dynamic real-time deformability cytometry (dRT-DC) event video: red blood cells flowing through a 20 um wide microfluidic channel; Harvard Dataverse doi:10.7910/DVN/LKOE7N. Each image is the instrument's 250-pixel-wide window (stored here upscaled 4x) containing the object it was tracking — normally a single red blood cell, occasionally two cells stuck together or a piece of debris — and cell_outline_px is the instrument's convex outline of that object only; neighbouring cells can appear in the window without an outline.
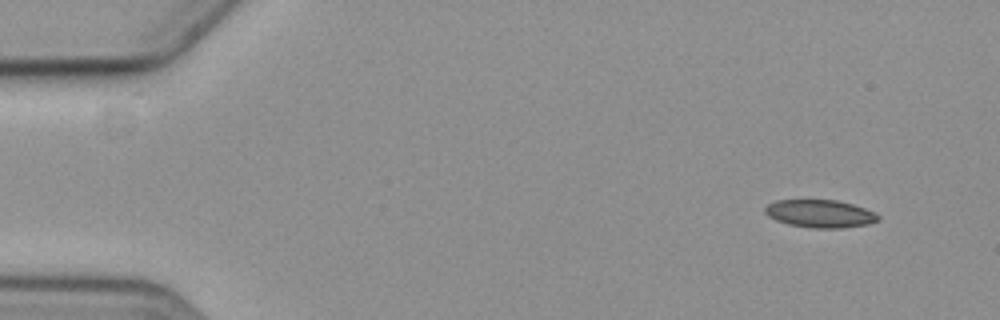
{"species": "common noctule bat (a hibernating species)", "species_latin": "Nyctalus noctula", "temperature_condition": "cold", "stored_images_in_passage": 6, "camera_frame_rate_fps": 3000, "um_per_image_px": 0.085, "animal": {"sex": "female", "body_mass_g": 19.3, "forearm_length_mm": 54.1}, "frame": {"image": 1, "passage_image": 1, "time_ms": 0.0, "image_size_px": [1000, 320], "cell_outline_px": [[880, 220], [868, 224], [840, 228], [812, 228], [788, 224], [776, 220], [768, 216], [764, 212], [764, 208], [768, 204], [776, 200], [836, 200], [852, 204], [876, 212], [880, 216]], "centroid_in_image_um": [69.71, 18.16], "position_along_channel_um": 15.3, "area_um2": 18.38}}
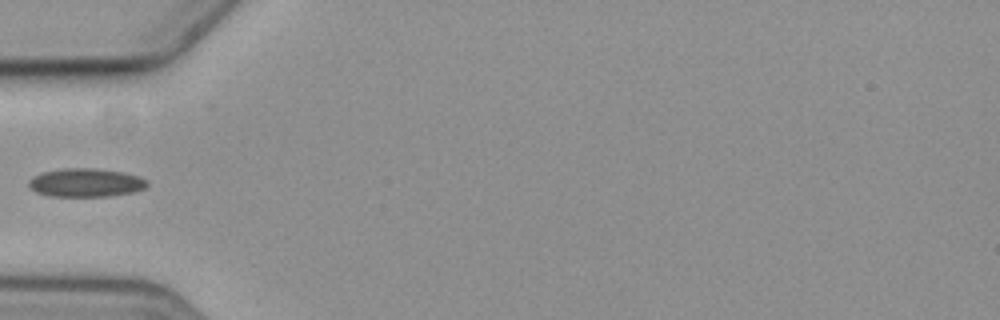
{"frame": {"image": 2, "passage_image": 5, "time_ms": 5.0, "image_size_px": [1000, 320], "cell_outline_px": [[148, 184], [144, 188], [132, 192], [108, 196], [48, 196], [36, 192], [28, 184], [28, 180], [32, 176], [44, 172], [64, 168], [92, 168], [124, 172], [140, 176], [148, 180]], "centroid_in_image_um": [7.3, 15.52], "position_along_channel_um": 77.7, "area_um2": 19.65}}
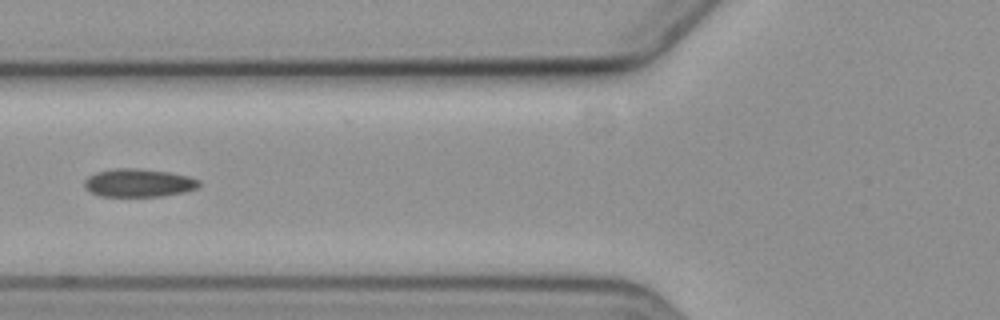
{"frame": {"image": 3, "passage_image": 6, "time_ms": 6.0, "image_size_px": [1000, 320], "cell_outline_px": [[200, 188], [188, 192], [160, 196], [100, 196], [84, 188], [84, 180], [88, 176], [96, 172], [112, 168], [136, 168], [168, 172], [188, 176], [200, 180]], "centroid_in_image_um": [11.8, 15.54], "position_along_channel_um": 114.0, "area_um2": 19.02}}